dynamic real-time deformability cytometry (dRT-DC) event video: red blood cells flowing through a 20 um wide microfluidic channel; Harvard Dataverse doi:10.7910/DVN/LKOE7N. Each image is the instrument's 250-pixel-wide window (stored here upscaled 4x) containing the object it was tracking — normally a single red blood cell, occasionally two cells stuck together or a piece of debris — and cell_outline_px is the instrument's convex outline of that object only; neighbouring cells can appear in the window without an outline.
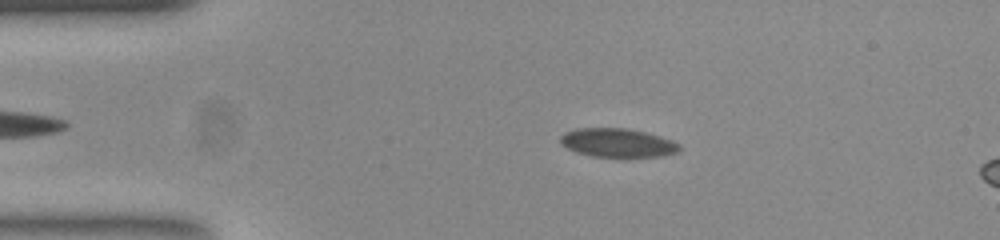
{"species": "common noctule bat (a hibernating species)", "species_latin": "Nyctalus noctula", "temperature_condition": "room temperature", "stored_images_in_passage": 46, "camera_frame_rate_fps": 3000, "um_per_image_px": 0.085, "animal": {"sex": "female", "body_mass_g": 23.0, "forearm_length_mm": 53.4}, "frame": {"image": 1, "passage_image": 10, "time_ms": 3.0, "image_size_px": [1000, 240], "cell_outline_px": [[680, 148], [676, 152], [664, 156], [592, 156], [576, 152], [560, 144], [560, 136], [564, 132], [576, 128], [628, 128], [660, 136], [672, 140], [680, 144]], "centroid_in_image_um": [52.47, 12.12], "position_along_channel_um": 32.5, "area_um2": 19.83}}
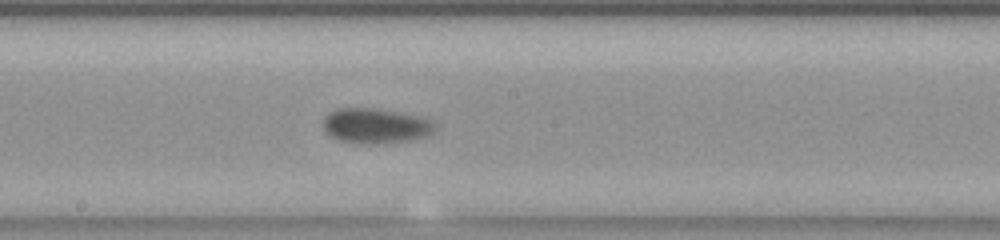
{"frame": {"image": 2, "passage_image": 28, "time_ms": 9.0, "image_size_px": [1000, 240], "cell_outline_px": [[436, 128], [428, 136], [408, 140], [356, 144], [340, 140], [332, 136], [324, 128], [324, 116], [328, 112], [336, 108], [376, 108], [424, 116], [432, 120], [436, 124]], "centroid_in_image_um": [31.96, 10.66], "position_along_channel_um": 216.2, "area_um2": 22.89}}
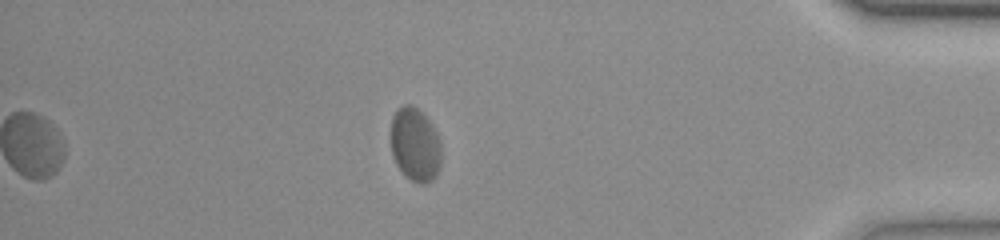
{"frame": {"image": 3, "passage_image": 46, "time_ms": 15.0, "image_size_px": [1000, 240], "cell_outline_px": [[440, 168], [436, 176], [432, 180], [424, 184], [420, 184], [412, 180], [396, 164], [392, 156], [388, 136], [392, 116], [396, 108], [404, 104], [412, 104], [432, 124], [436, 132], [440, 144]], "centroid_in_image_um": [35.23, 12.26], "position_along_channel_um": 400.0, "area_um2": 22.02}, "authors_computed_cell_mechanics": {"area_um2": 21.5016, "velocity_mm_per_s": 3.7804, "shape_relaxation_time_tau1_ms": 9.94, "shape_relaxation_time_tau2_ms": null, "deformation_change_tau1": 0.1559, "deformation_change_tau2": null}}